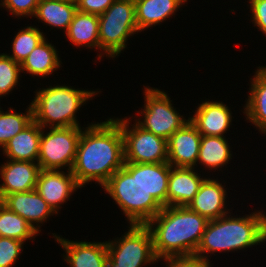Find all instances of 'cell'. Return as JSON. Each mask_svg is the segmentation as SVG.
<instances>
[{"label":"cell","instance_id":"cell-1","mask_svg":"<svg viewBox=\"0 0 266 267\" xmlns=\"http://www.w3.org/2000/svg\"><path fill=\"white\" fill-rule=\"evenodd\" d=\"M171 165L124 162L102 187L129 225H146L167 206Z\"/></svg>","mask_w":266,"mask_h":267},{"label":"cell","instance_id":"cell-2","mask_svg":"<svg viewBox=\"0 0 266 267\" xmlns=\"http://www.w3.org/2000/svg\"><path fill=\"white\" fill-rule=\"evenodd\" d=\"M83 127L77 146L72 174L83 189L97 183L103 187L124 165V138L120 118L91 122ZM95 181V182H94Z\"/></svg>","mask_w":266,"mask_h":267},{"label":"cell","instance_id":"cell-3","mask_svg":"<svg viewBox=\"0 0 266 267\" xmlns=\"http://www.w3.org/2000/svg\"><path fill=\"white\" fill-rule=\"evenodd\" d=\"M239 216V217H238ZM266 241V212L255 209L245 215L232 212L209 220L195 255L211 263L215 253H235ZM210 253V255H209Z\"/></svg>","mask_w":266,"mask_h":267},{"label":"cell","instance_id":"cell-4","mask_svg":"<svg viewBox=\"0 0 266 267\" xmlns=\"http://www.w3.org/2000/svg\"><path fill=\"white\" fill-rule=\"evenodd\" d=\"M209 220L187 206H165L146 226L158 259L195 254Z\"/></svg>","mask_w":266,"mask_h":267},{"label":"cell","instance_id":"cell-5","mask_svg":"<svg viewBox=\"0 0 266 267\" xmlns=\"http://www.w3.org/2000/svg\"><path fill=\"white\" fill-rule=\"evenodd\" d=\"M56 84L34 91L33 120L42 128L81 127L77 112L102 91Z\"/></svg>","mask_w":266,"mask_h":267},{"label":"cell","instance_id":"cell-6","mask_svg":"<svg viewBox=\"0 0 266 267\" xmlns=\"http://www.w3.org/2000/svg\"><path fill=\"white\" fill-rule=\"evenodd\" d=\"M135 13L134 0H114L113 4L99 15L98 62L105 55L106 58L114 60L127 49V41L139 32Z\"/></svg>","mask_w":266,"mask_h":267},{"label":"cell","instance_id":"cell-7","mask_svg":"<svg viewBox=\"0 0 266 267\" xmlns=\"http://www.w3.org/2000/svg\"><path fill=\"white\" fill-rule=\"evenodd\" d=\"M143 87L144 105L136 116L132 115L134 118L131 120L134 119L144 130L168 140L190 119L181 115L180 109L176 110L168 92L150 86Z\"/></svg>","mask_w":266,"mask_h":267},{"label":"cell","instance_id":"cell-8","mask_svg":"<svg viewBox=\"0 0 266 267\" xmlns=\"http://www.w3.org/2000/svg\"><path fill=\"white\" fill-rule=\"evenodd\" d=\"M106 244L107 267H146L159 262L152 233L146 225H128L121 237L108 240Z\"/></svg>","mask_w":266,"mask_h":267},{"label":"cell","instance_id":"cell-9","mask_svg":"<svg viewBox=\"0 0 266 267\" xmlns=\"http://www.w3.org/2000/svg\"><path fill=\"white\" fill-rule=\"evenodd\" d=\"M82 129L83 126L42 128L37 161L40 169L71 171Z\"/></svg>","mask_w":266,"mask_h":267},{"label":"cell","instance_id":"cell-10","mask_svg":"<svg viewBox=\"0 0 266 267\" xmlns=\"http://www.w3.org/2000/svg\"><path fill=\"white\" fill-rule=\"evenodd\" d=\"M130 119L131 116L120 118L124 138V162H168L167 140L144 130L135 121L132 124Z\"/></svg>","mask_w":266,"mask_h":267},{"label":"cell","instance_id":"cell-11","mask_svg":"<svg viewBox=\"0 0 266 267\" xmlns=\"http://www.w3.org/2000/svg\"><path fill=\"white\" fill-rule=\"evenodd\" d=\"M79 188L71 171L40 169L35 190L58 214Z\"/></svg>","mask_w":266,"mask_h":267},{"label":"cell","instance_id":"cell-12","mask_svg":"<svg viewBox=\"0 0 266 267\" xmlns=\"http://www.w3.org/2000/svg\"><path fill=\"white\" fill-rule=\"evenodd\" d=\"M206 100V101H205ZM202 100V103L195 107L194 114L189 115L190 121L196 126L202 136H222L232 127L231 108L219 100Z\"/></svg>","mask_w":266,"mask_h":267},{"label":"cell","instance_id":"cell-13","mask_svg":"<svg viewBox=\"0 0 266 267\" xmlns=\"http://www.w3.org/2000/svg\"><path fill=\"white\" fill-rule=\"evenodd\" d=\"M213 177H206L200 185L198 193L187 206L193 212L206 217L208 220L217 219L229 214L231 209H228L227 197L228 190L225 180L218 181ZM223 183V184H222ZM228 189V190H227Z\"/></svg>","mask_w":266,"mask_h":267},{"label":"cell","instance_id":"cell-14","mask_svg":"<svg viewBox=\"0 0 266 267\" xmlns=\"http://www.w3.org/2000/svg\"><path fill=\"white\" fill-rule=\"evenodd\" d=\"M52 235L55 242L65 251L61 255L69 267H107L106 241H74L55 233Z\"/></svg>","mask_w":266,"mask_h":267},{"label":"cell","instance_id":"cell-15","mask_svg":"<svg viewBox=\"0 0 266 267\" xmlns=\"http://www.w3.org/2000/svg\"><path fill=\"white\" fill-rule=\"evenodd\" d=\"M201 134L189 120L167 140L168 163L172 167L196 168Z\"/></svg>","mask_w":266,"mask_h":267},{"label":"cell","instance_id":"cell-16","mask_svg":"<svg viewBox=\"0 0 266 267\" xmlns=\"http://www.w3.org/2000/svg\"><path fill=\"white\" fill-rule=\"evenodd\" d=\"M1 202L30 223L39 234L41 226L50 219L49 217L58 215L35 189L8 194Z\"/></svg>","mask_w":266,"mask_h":267},{"label":"cell","instance_id":"cell-17","mask_svg":"<svg viewBox=\"0 0 266 267\" xmlns=\"http://www.w3.org/2000/svg\"><path fill=\"white\" fill-rule=\"evenodd\" d=\"M39 172L37 162L5 160L0 165V201L8 194L34 190Z\"/></svg>","mask_w":266,"mask_h":267},{"label":"cell","instance_id":"cell-18","mask_svg":"<svg viewBox=\"0 0 266 267\" xmlns=\"http://www.w3.org/2000/svg\"><path fill=\"white\" fill-rule=\"evenodd\" d=\"M197 169L171 167L167 189V206L189 205L198 193L203 180L208 176L204 172L201 176Z\"/></svg>","mask_w":266,"mask_h":267},{"label":"cell","instance_id":"cell-19","mask_svg":"<svg viewBox=\"0 0 266 267\" xmlns=\"http://www.w3.org/2000/svg\"><path fill=\"white\" fill-rule=\"evenodd\" d=\"M250 78L249 91L243 106V115L247 123L266 136V65L258 66Z\"/></svg>","mask_w":266,"mask_h":267},{"label":"cell","instance_id":"cell-20","mask_svg":"<svg viewBox=\"0 0 266 267\" xmlns=\"http://www.w3.org/2000/svg\"><path fill=\"white\" fill-rule=\"evenodd\" d=\"M136 23L140 32L171 19L188 0H134ZM179 9V10H178Z\"/></svg>","mask_w":266,"mask_h":267},{"label":"cell","instance_id":"cell-21","mask_svg":"<svg viewBox=\"0 0 266 267\" xmlns=\"http://www.w3.org/2000/svg\"><path fill=\"white\" fill-rule=\"evenodd\" d=\"M41 135L42 127L33 120L11 138L1 152L9 160L37 162Z\"/></svg>","mask_w":266,"mask_h":267},{"label":"cell","instance_id":"cell-22","mask_svg":"<svg viewBox=\"0 0 266 267\" xmlns=\"http://www.w3.org/2000/svg\"><path fill=\"white\" fill-rule=\"evenodd\" d=\"M60 59L56 46L46 36L20 64L21 73L29 74L32 78H47L63 67Z\"/></svg>","mask_w":266,"mask_h":267},{"label":"cell","instance_id":"cell-23","mask_svg":"<svg viewBox=\"0 0 266 267\" xmlns=\"http://www.w3.org/2000/svg\"><path fill=\"white\" fill-rule=\"evenodd\" d=\"M72 46L100 50L99 15L76 11L64 34Z\"/></svg>","mask_w":266,"mask_h":267},{"label":"cell","instance_id":"cell-24","mask_svg":"<svg viewBox=\"0 0 266 267\" xmlns=\"http://www.w3.org/2000/svg\"><path fill=\"white\" fill-rule=\"evenodd\" d=\"M230 141L222 136H201L200 150L197 158L196 167L204 166L205 170L221 171L233 157ZM232 152V153H231ZM199 164V165H198ZM220 169V170H218Z\"/></svg>","mask_w":266,"mask_h":267},{"label":"cell","instance_id":"cell-25","mask_svg":"<svg viewBox=\"0 0 266 267\" xmlns=\"http://www.w3.org/2000/svg\"><path fill=\"white\" fill-rule=\"evenodd\" d=\"M76 11L72 0H40L33 17L38 23L66 32Z\"/></svg>","mask_w":266,"mask_h":267},{"label":"cell","instance_id":"cell-26","mask_svg":"<svg viewBox=\"0 0 266 267\" xmlns=\"http://www.w3.org/2000/svg\"><path fill=\"white\" fill-rule=\"evenodd\" d=\"M38 235L40 234L30 223L0 201V237L13 238L26 243L28 240L34 242Z\"/></svg>","mask_w":266,"mask_h":267},{"label":"cell","instance_id":"cell-27","mask_svg":"<svg viewBox=\"0 0 266 267\" xmlns=\"http://www.w3.org/2000/svg\"><path fill=\"white\" fill-rule=\"evenodd\" d=\"M29 106V107H28ZM26 106L25 112H17L13 107L4 111L0 105V148L15 135L20 133L33 121V108L31 103Z\"/></svg>","mask_w":266,"mask_h":267},{"label":"cell","instance_id":"cell-28","mask_svg":"<svg viewBox=\"0 0 266 267\" xmlns=\"http://www.w3.org/2000/svg\"><path fill=\"white\" fill-rule=\"evenodd\" d=\"M11 42V55L6 53L10 58L18 63H22L24 59L33 51V49L42 42L46 37L45 32H42L36 25L25 26L18 30Z\"/></svg>","mask_w":266,"mask_h":267},{"label":"cell","instance_id":"cell-29","mask_svg":"<svg viewBox=\"0 0 266 267\" xmlns=\"http://www.w3.org/2000/svg\"><path fill=\"white\" fill-rule=\"evenodd\" d=\"M20 63L14 61L6 53H0V99L15 90L22 78ZM21 75V76H20Z\"/></svg>","mask_w":266,"mask_h":267},{"label":"cell","instance_id":"cell-30","mask_svg":"<svg viewBox=\"0 0 266 267\" xmlns=\"http://www.w3.org/2000/svg\"><path fill=\"white\" fill-rule=\"evenodd\" d=\"M24 245L20 240L0 237V267H13L24 251Z\"/></svg>","mask_w":266,"mask_h":267},{"label":"cell","instance_id":"cell-31","mask_svg":"<svg viewBox=\"0 0 266 267\" xmlns=\"http://www.w3.org/2000/svg\"><path fill=\"white\" fill-rule=\"evenodd\" d=\"M40 0H0V7L2 6L5 11L9 12L12 17H16L21 19V17H26L31 20L37 5L39 4Z\"/></svg>","mask_w":266,"mask_h":267},{"label":"cell","instance_id":"cell-32","mask_svg":"<svg viewBox=\"0 0 266 267\" xmlns=\"http://www.w3.org/2000/svg\"><path fill=\"white\" fill-rule=\"evenodd\" d=\"M158 261L166 262L165 267H213V263H209L195 254L168 256L158 259Z\"/></svg>","mask_w":266,"mask_h":267},{"label":"cell","instance_id":"cell-33","mask_svg":"<svg viewBox=\"0 0 266 267\" xmlns=\"http://www.w3.org/2000/svg\"><path fill=\"white\" fill-rule=\"evenodd\" d=\"M250 21L266 36V0H249Z\"/></svg>","mask_w":266,"mask_h":267},{"label":"cell","instance_id":"cell-34","mask_svg":"<svg viewBox=\"0 0 266 267\" xmlns=\"http://www.w3.org/2000/svg\"><path fill=\"white\" fill-rule=\"evenodd\" d=\"M114 0H77V10L83 13L101 15L112 4Z\"/></svg>","mask_w":266,"mask_h":267}]
</instances>
